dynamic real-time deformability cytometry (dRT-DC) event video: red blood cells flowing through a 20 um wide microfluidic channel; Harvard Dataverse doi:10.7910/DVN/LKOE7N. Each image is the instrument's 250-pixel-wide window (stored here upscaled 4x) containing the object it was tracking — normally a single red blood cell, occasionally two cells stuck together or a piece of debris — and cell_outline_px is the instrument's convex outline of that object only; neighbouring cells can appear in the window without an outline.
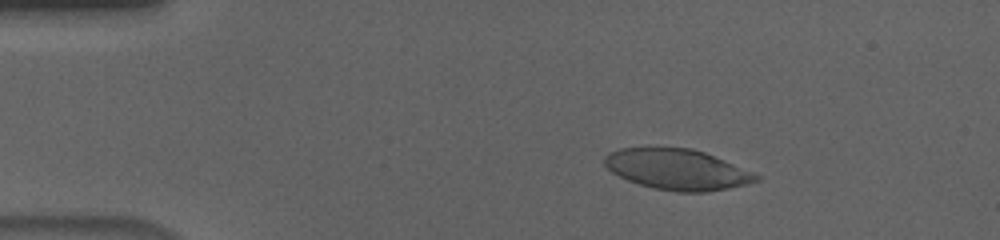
{"species": "human", "species_latin": "Homo sapiens", "temperature_condition": "cold", "stored_images_in_passage": 56, "camera_frame_rate_fps": 3000, "um_per_image_px": 0.085, "donor": {"sex": "male"}, "frame": {"image": 1, "passage_image": 9, "time_ms": 2.667, "image_size_px": [1000, 240], "cell_outline_px": [[760, 180], [748, 184], [728, 188], [704, 192], [676, 192], [652, 188], [628, 180], [612, 172], [604, 164], [604, 156], [608, 152], [620, 148], [692, 148], [704, 152], [724, 160], [752, 172], [760, 176]], "centroid_in_image_um": [57.55, 14.41], "position_along_channel_um": 27.4, "area_um2": 35.72}}
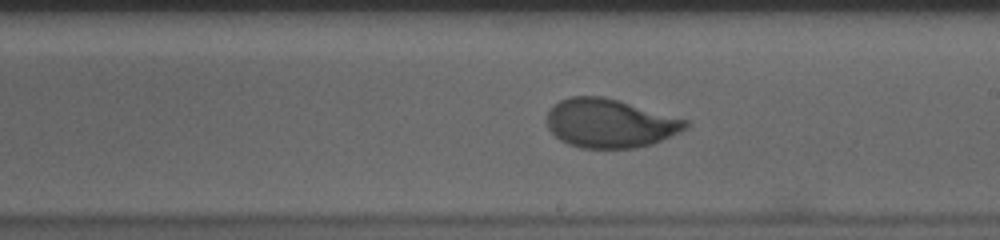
{"frame": {"image": 2, "passage_image": 32, "time_ms": 10.333, "image_size_px": [1000, 240], "cell_outline_px": [[692, 124], [688, 128], [680, 132], [652, 144], [636, 148], [580, 148], [568, 144], [560, 140], [548, 128], [548, 112], [552, 104], [568, 96], [604, 96], [688, 120]], "centroid_in_image_um": [51.85, 10.48], "position_along_channel_um": 237.2, "area_um2": 39.59}}
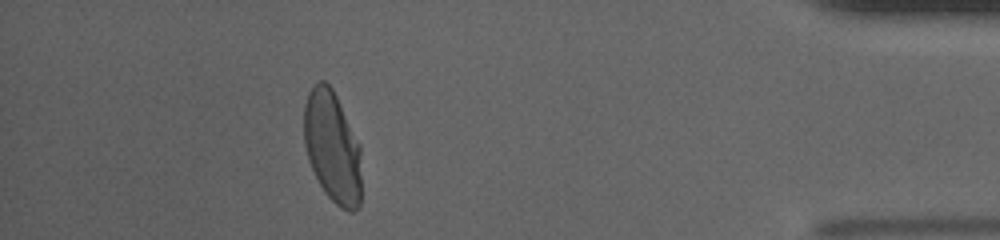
{"frame": {"image": 3, "passage_image": 50, "time_ms": 16.333, "image_size_px": [1000, 240], "cell_outline_px": [[360, 204], [352, 212], [348, 212], [340, 208], [324, 192], [308, 160], [304, 144], [304, 104], [308, 92], [320, 80], [324, 80], [332, 88], [360, 144]], "centroid_in_image_um": [28.24, 12.5], "position_along_channel_um": 407.0, "area_um2": 37.22}, "authors_computed_cell_mechanics": {"area_um2": 38.4948, "velocity_mm_per_s": 3.6327, "shape_relaxation_time_tau1_ms": 4.6618, "shape_relaxation_time_tau2_ms": null, "deformation_change_tau1": 0.1852, "deformation_change_tau2": null}}